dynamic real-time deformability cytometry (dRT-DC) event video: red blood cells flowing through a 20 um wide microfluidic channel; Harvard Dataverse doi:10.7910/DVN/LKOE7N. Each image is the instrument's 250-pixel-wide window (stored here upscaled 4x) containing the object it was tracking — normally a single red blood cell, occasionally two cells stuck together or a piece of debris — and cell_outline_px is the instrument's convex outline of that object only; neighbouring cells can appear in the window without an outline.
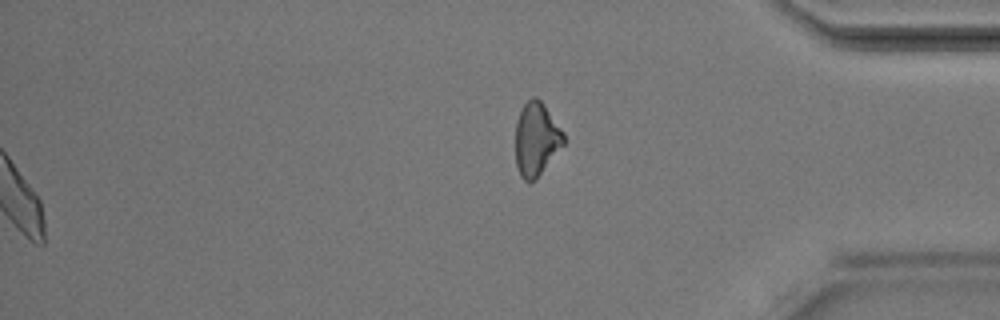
{"species": "Egyptian fruit bat (a non-hibernating species)", "species_latin": "Rousettus aegyptiacus", "temperature_condition": "room temperature", "stored_images_in_passage": 38, "segment_of_instrument_passage": [2, 2], "camera_frame_rate_fps": 3000, "um_per_image_px": 0.085, "animal": {"sex": "male"}, "frame": {"image": 1, "passage_image": 38, "time_ms": 12.333, "image_size_px": [1000, 320], "cell_outline_px": [[564, 144], [536, 180], [528, 184], [520, 176], [516, 164], [516, 120], [524, 104], [532, 96], [536, 96], [544, 104], [564, 132]], "centroid_in_image_um": [45.58, 11.85], "position_along_channel_um": 389.6, "area_um2": 20.75}}